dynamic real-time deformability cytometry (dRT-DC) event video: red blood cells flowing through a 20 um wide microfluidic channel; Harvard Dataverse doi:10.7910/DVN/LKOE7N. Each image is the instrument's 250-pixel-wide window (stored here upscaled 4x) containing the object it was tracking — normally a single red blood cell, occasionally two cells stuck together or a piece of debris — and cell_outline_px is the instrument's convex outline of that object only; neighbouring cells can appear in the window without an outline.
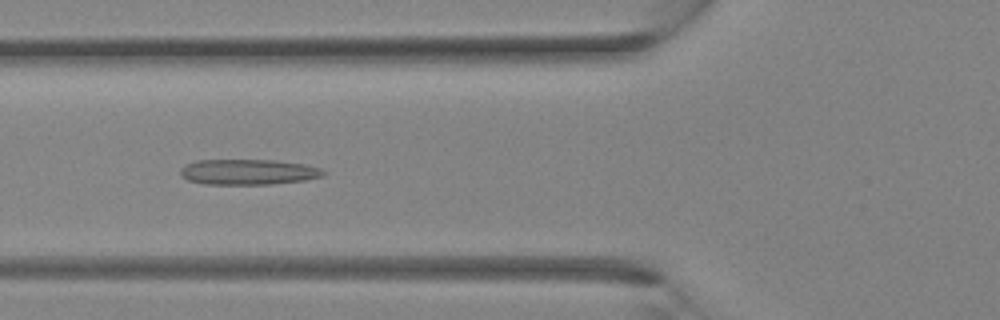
{"species": "Egyptian fruit bat (a non-hibernating species)", "species_latin": "Rousettus aegyptiacus", "temperature_condition": "room temperature", "stored_images_in_passage": 35, "camera_frame_rate_fps": 3000, "um_per_image_px": 0.085, "animal": {"sex": "female"}, "frame": {"image": 1, "passage_image": 12, "time_ms": 3.667, "image_size_px": [1000, 320], "cell_outline_px": [[328, 172], [320, 176], [304, 180], [272, 184], [204, 184], [188, 180], [180, 172], [180, 168], [184, 164], [196, 160], [272, 160], [304, 164], [320, 168]], "centroid_in_image_um": [21.07, 14.61], "position_along_channel_um": 104.7, "area_um2": 21.15}}
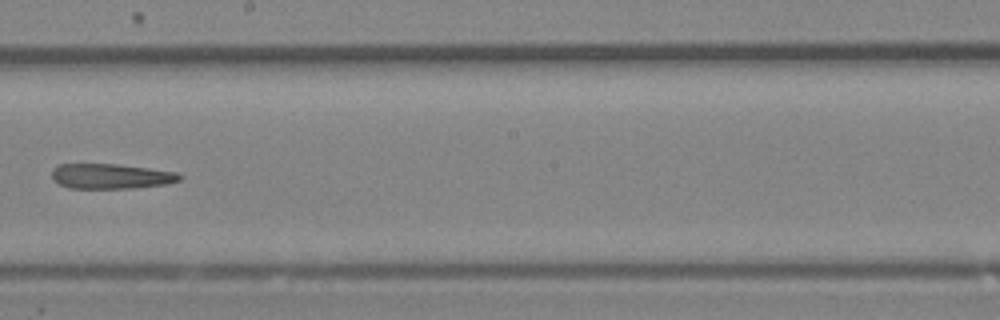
{"frame": {"image": 2, "passage_image": 19, "time_ms": 6.0, "image_size_px": [1000, 320], "cell_outline_px": [[184, 176], [180, 180], [168, 184], [136, 188], [68, 188], [52, 180], [52, 168], [60, 164], [120, 164], [180, 172]], "centroid_in_image_um": [9.48, 14.98], "position_along_channel_um": 238.7, "area_um2": 19.02}}
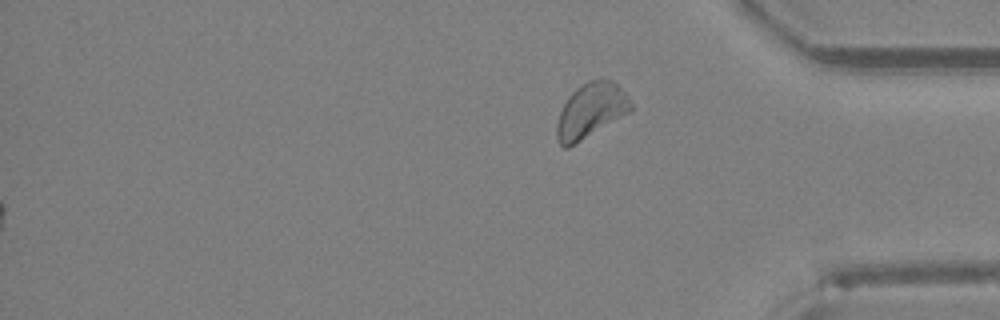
{"frame": {"image": 3, "passage_image": 35, "time_ms": 11.333, "image_size_px": [1000, 320], "cell_outline_px": [[632, 108], [628, 112], [568, 148], [564, 148], [556, 140], [556, 124], [560, 112], [568, 96], [580, 84], [588, 80], [600, 76], [612, 80], [628, 96], [632, 104]], "centroid_in_image_um": [50.19, 9.36], "position_along_channel_um": 385.0, "area_um2": 23.58}}